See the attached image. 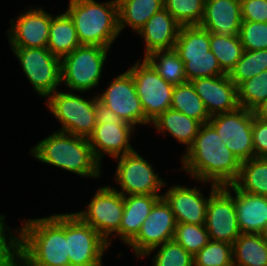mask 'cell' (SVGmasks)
<instances>
[{"label":"cell","mask_w":267,"mask_h":266,"mask_svg":"<svg viewBox=\"0 0 267 266\" xmlns=\"http://www.w3.org/2000/svg\"><path fill=\"white\" fill-rule=\"evenodd\" d=\"M151 124L159 133L169 132L174 139L185 144L187 150L193 145L201 126L199 121L171 108L167 109Z\"/></svg>","instance_id":"24"},{"label":"cell","mask_w":267,"mask_h":266,"mask_svg":"<svg viewBox=\"0 0 267 266\" xmlns=\"http://www.w3.org/2000/svg\"><path fill=\"white\" fill-rule=\"evenodd\" d=\"M240 107L254 110L267 99V70L237 86Z\"/></svg>","instance_id":"34"},{"label":"cell","mask_w":267,"mask_h":266,"mask_svg":"<svg viewBox=\"0 0 267 266\" xmlns=\"http://www.w3.org/2000/svg\"><path fill=\"white\" fill-rule=\"evenodd\" d=\"M0 266H19V260H0Z\"/></svg>","instance_id":"46"},{"label":"cell","mask_w":267,"mask_h":266,"mask_svg":"<svg viewBox=\"0 0 267 266\" xmlns=\"http://www.w3.org/2000/svg\"><path fill=\"white\" fill-rule=\"evenodd\" d=\"M174 50L180 57L211 56L210 32L199 25L181 26Z\"/></svg>","instance_id":"30"},{"label":"cell","mask_w":267,"mask_h":266,"mask_svg":"<svg viewBox=\"0 0 267 266\" xmlns=\"http://www.w3.org/2000/svg\"><path fill=\"white\" fill-rule=\"evenodd\" d=\"M233 185L239 191L267 197V158L253 157L242 161Z\"/></svg>","instance_id":"27"},{"label":"cell","mask_w":267,"mask_h":266,"mask_svg":"<svg viewBox=\"0 0 267 266\" xmlns=\"http://www.w3.org/2000/svg\"><path fill=\"white\" fill-rule=\"evenodd\" d=\"M145 59L166 82L174 86L187 82L184 63L174 49L153 52Z\"/></svg>","instance_id":"31"},{"label":"cell","mask_w":267,"mask_h":266,"mask_svg":"<svg viewBox=\"0 0 267 266\" xmlns=\"http://www.w3.org/2000/svg\"><path fill=\"white\" fill-rule=\"evenodd\" d=\"M194 266H233L232 244L210 240L194 256Z\"/></svg>","instance_id":"38"},{"label":"cell","mask_w":267,"mask_h":266,"mask_svg":"<svg viewBox=\"0 0 267 266\" xmlns=\"http://www.w3.org/2000/svg\"><path fill=\"white\" fill-rule=\"evenodd\" d=\"M176 220L169 204L161 197L143 222L137 236L128 244L136 257L174 238Z\"/></svg>","instance_id":"15"},{"label":"cell","mask_w":267,"mask_h":266,"mask_svg":"<svg viewBox=\"0 0 267 266\" xmlns=\"http://www.w3.org/2000/svg\"><path fill=\"white\" fill-rule=\"evenodd\" d=\"M120 119L113 111H111L105 104L98 100L95 96V120L96 121H109Z\"/></svg>","instance_id":"44"},{"label":"cell","mask_w":267,"mask_h":266,"mask_svg":"<svg viewBox=\"0 0 267 266\" xmlns=\"http://www.w3.org/2000/svg\"><path fill=\"white\" fill-rule=\"evenodd\" d=\"M19 228V266L69 265L66 213L26 219Z\"/></svg>","instance_id":"2"},{"label":"cell","mask_w":267,"mask_h":266,"mask_svg":"<svg viewBox=\"0 0 267 266\" xmlns=\"http://www.w3.org/2000/svg\"><path fill=\"white\" fill-rule=\"evenodd\" d=\"M181 161L182 169L191 178L219 187L233 184L241 165L209 122L201 124L193 145L185 150Z\"/></svg>","instance_id":"1"},{"label":"cell","mask_w":267,"mask_h":266,"mask_svg":"<svg viewBox=\"0 0 267 266\" xmlns=\"http://www.w3.org/2000/svg\"><path fill=\"white\" fill-rule=\"evenodd\" d=\"M211 116L238 109L237 86L228 74L215 77L196 78L191 81Z\"/></svg>","instance_id":"19"},{"label":"cell","mask_w":267,"mask_h":266,"mask_svg":"<svg viewBox=\"0 0 267 266\" xmlns=\"http://www.w3.org/2000/svg\"><path fill=\"white\" fill-rule=\"evenodd\" d=\"M242 21L267 22V0H240Z\"/></svg>","instance_id":"42"},{"label":"cell","mask_w":267,"mask_h":266,"mask_svg":"<svg viewBox=\"0 0 267 266\" xmlns=\"http://www.w3.org/2000/svg\"><path fill=\"white\" fill-rule=\"evenodd\" d=\"M81 46L75 24L69 14L52 16L47 49L60 59Z\"/></svg>","instance_id":"25"},{"label":"cell","mask_w":267,"mask_h":266,"mask_svg":"<svg viewBox=\"0 0 267 266\" xmlns=\"http://www.w3.org/2000/svg\"><path fill=\"white\" fill-rule=\"evenodd\" d=\"M205 226L211 241L233 244L241 235L231 185L218 187L211 193L206 208Z\"/></svg>","instance_id":"13"},{"label":"cell","mask_w":267,"mask_h":266,"mask_svg":"<svg viewBox=\"0 0 267 266\" xmlns=\"http://www.w3.org/2000/svg\"><path fill=\"white\" fill-rule=\"evenodd\" d=\"M128 71L133 77L145 117L152 123L171 108L174 85L166 82L145 58Z\"/></svg>","instance_id":"8"},{"label":"cell","mask_w":267,"mask_h":266,"mask_svg":"<svg viewBox=\"0 0 267 266\" xmlns=\"http://www.w3.org/2000/svg\"><path fill=\"white\" fill-rule=\"evenodd\" d=\"M219 186L212 184L209 197L205 198L200 188L173 185L162 194L174 213L176 223L202 225L206 221V208L213 193Z\"/></svg>","instance_id":"18"},{"label":"cell","mask_w":267,"mask_h":266,"mask_svg":"<svg viewBox=\"0 0 267 266\" xmlns=\"http://www.w3.org/2000/svg\"><path fill=\"white\" fill-rule=\"evenodd\" d=\"M241 234H259L267 223V197L239 191L231 184Z\"/></svg>","instance_id":"22"},{"label":"cell","mask_w":267,"mask_h":266,"mask_svg":"<svg viewBox=\"0 0 267 266\" xmlns=\"http://www.w3.org/2000/svg\"><path fill=\"white\" fill-rule=\"evenodd\" d=\"M162 195H126L124 212L119 228V238L128 245L138 234L140 228Z\"/></svg>","instance_id":"23"},{"label":"cell","mask_w":267,"mask_h":266,"mask_svg":"<svg viewBox=\"0 0 267 266\" xmlns=\"http://www.w3.org/2000/svg\"><path fill=\"white\" fill-rule=\"evenodd\" d=\"M205 0H164V8L181 26L199 25Z\"/></svg>","instance_id":"35"},{"label":"cell","mask_w":267,"mask_h":266,"mask_svg":"<svg viewBox=\"0 0 267 266\" xmlns=\"http://www.w3.org/2000/svg\"><path fill=\"white\" fill-rule=\"evenodd\" d=\"M253 117L252 110L239 107L232 112L211 116L208 121L240 162L255 157L252 139Z\"/></svg>","instance_id":"12"},{"label":"cell","mask_w":267,"mask_h":266,"mask_svg":"<svg viewBox=\"0 0 267 266\" xmlns=\"http://www.w3.org/2000/svg\"><path fill=\"white\" fill-rule=\"evenodd\" d=\"M184 63L187 82L196 78L215 77L226 74L220 67L216 56L180 57Z\"/></svg>","instance_id":"39"},{"label":"cell","mask_w":267,"mask_h":266,"mask_svg":"<svg viewBox=\"0 0 267 266\" xmlns=\"http://www.w3.org/2000/svg\"><path fill=\"white\" fill-rule=\"evenodd\" d=\"M66 240L71 265L103 266L108 242L75 213H66Z\"/></svg>","instance_id":"10"},{"label":"cell","mask_w":267,"mask_h":266,"mask_svg":"<svg viewBox=\"0 0 267 266\" xmlns=\"http://www.w3.org/2000/svg\"><path fill=\"white\" fill-rule=\"evenodd\" d=\"M117 4L120 32L126 26L138 32L155 13L164 8V0H117Z\"/></svg>","instance_id":"26"},{"label":"cell","mask_w":267,"mask_h":266,"mask_svg":"<svg viewBox=\"0 0 267 266\" xmlns=\"http://www.w3.org/2000/svg\"><path fill=\"white\" fill-rule=\"evenodd\" d=\"M156 249L158 252L152 257L154 266H194V256L174 240L149 250L143 257H148Z\"/></svg>","instance_id":"37"},{"label":"cell","mask_w":267,"mask_h":266,"mask_svg":"<svg viewBox=\"0 0 267 266\" xmlns=\"http://www.w3.org/2000/svg\"><path fill=\"white\" fill-rule=\"evenodd\" d=\"M109 48L81 45L61 58V83L72 91L87 92L98 86Z\"/></svg>","instance_id":"5"},{"label":"cell","mask_w":267,"mask_h":266,"mask_svg":"<svg viewBox=\"0 0 267 266\" xmlns=\"http://www.w3.org/2000/svg\"><path fill=\"white\" fill-rule=\"evenodd\" d=\"M4 220L5 215L0 214V260H19V229L16 230L17 235H13ZM5 229L8 230L7 233Z\"/></svg>","instance_id":"41"},{"label":"cell","mask_w":267,"mask_h":266,"mask_svg":"<svg viewBox=\"0 0 267 266\" xmlns=\"http://www.w3.org/2000/svg\"><path fill=\"white\" fill-rule=\"evenodd\" d=\"M241 22L240 0H205L202 28L224 36L239 35Z\"/></svg>","instance_id":"20"},{"label":"cell","mask_w":267,"mask_h":266,"mask_svg":"<svg viewBox=\"0 0 267 266\" xmlns=\"http://www.w3.org/2000/svg\"><path fill=\"white\" fill-rule=\"evenodd\" d=\"M135 127L121 119L96 121L93 133L88 137L93 154L101 164L104 154L112 158L123 156L135 149L130 144V138Z\"/></svg>","instance_id":"16"},{"label":"cell","mask_w":267,"mask_h":266,"mask_svg":"<svg viewBox=\"0 0 267 266\" xmlns=\"http://www.w3.org/2000/svg\"><path fill=\"white\" fill-rule=\"evenodd\" d=\"M35 159L81 177L98 178L101 164L95 158L88 138L56 131L30 150Z\"/></svg>","instance_id":"3"},{"label":"cell","mask_w":267,"mask_h":266,"mask_svg":"<svg viewBox=\"0 0 267 266\" xmlns=\"http://www.w3.org/2000/svg\"><path fill=\"white\" fill-rule=\"evenodd\" d=\"M181 25L165 9L155 13L137 32L145 42V57L175 47Z\"/></svg>","instance_id":"21"},{"label":"cell","mask_w":267,"mask_h":266,"mask_svg":"<svg viewBox=\"0 0 267 266\" xmlns=\"http://www.w3.org/2000/svg\"><path fill=\"white\" fill-rule=\"evenodd\" d=\"M171 109L181 112L201 124L207 123L211 118L191 82L174 86Z\"/></svg>","instance_id":"29"},{"label":"cell","mask_w":267,"mask_h":266,"mask_svg":"<svg viewBox=\"0 0 267 266\" xmlns=\"http://www.w3.org/2000/svg\"><path fill=\"white\" fill-rule=\"evenodd\" d=\"M123 212L124 196L111 186H102L98 188L86 209L75 214L96 230L110 247V235L118 236L119 239Z\"/></svg>","instance_id":"9"},{"label":"cell","mask_w":267,"mask_h":266,"mask_svg":"<svg viewBox=\"0 0 267 266\" xmlns=\"http://www.w3.org/2000/svg\"><path fill=\"white\" fill-rule=\"evenodd\" d=\"M267 70V49L244 50L242 57L228 74L230 80L238 86L245 80Z\"/></svg>","instance_id":"33"},{"label":"cell","mask_w":267,"mask_h":266,"mask_svg":"<svg viewBox=\"0 0 267 266\" xmlns=\"http://www.w3.org/2000/svg\"><path fill=\"white\" fill-rule=\"evenodd\" d=\"M210 50L226 74L235 67L244 51L239 35L224 36L212 32H210Z\"/></svg>","instance_id":"32"},{"label":"cell","mask_w":267,"mask_h":266,"mask_svg":"<svg viewBox=\"0 0 267 266\" xmlns=\"http://www.w3.org/2000/svg\"><path fill=\"white\" fill-rule=\"evenodd\" d=\"M173 240L195 256L209 241L205 224L177 223Z\"/></svg>","instance_id":"36"},{"label":"cell","mask_w":267,"mask_h":266,"mask_svg":"<svg viewBox=\"0 0 267 266\" xmlns=\"http://www.w3.org/2000/svg\"><path fill=\"white\" fill-rule=\"evenodd\" d=\"M118 162L115 180L122 190L113 187L123 196L128 195H160L158 191L167 183L155 173L152 163L144 159L137 151L129 152L115 158Z\"/></svg>","instance_id":"11"},{"label":"cell","mask_w":267,"mask_h":266,"mask_svg":"<svg viewBox=\"0 0 267 266\" xmlns=\"http://www.w3.org/2000/svg\"><path fill=\"white\" fill-rule=\"evenodd\" d=\"M259 235L261 236V238L263 239V241L265 243H267V223L264 225V227L262 228V230L259 233Z\"/></svg>","instance_id":"47"},{"label":"cell","mask_w":267,"mask_h":266,"mask_svg":"<svg viewBox=\"0 0 267 266\" xmlns=\"http://www.w3.org/2000/svg\"><path fill=\"white\" fill-rule=\"evenodd\" d=\"M253 150L255 157L267 158V121L253 117Z\"/></svg>","instance_id":"43"},{"label":"cell","mask_w":267,"mask_h":266,"mask_svg":"<svg viewBox=\"0 0 267 266\" xmlns=\"http://www.w3.org/2000/svg\"><path fill=\"white\" fill-rule=\"evenodd\" d=\"M44 9H29L21 13L16 21L10 20L6 31L11 47L47 48L51 18Z\"/></svg>","instance_id":"17"},{"label":"cell","mask_w":267,"mask_h":266,"mask_svg":"<svg viewBox=\"0 0 267 266\" xmlns=\"http://www.w3.org/2000/svg\"><path fill=\"white\" fill-rule=\"evenodd\" d=\"M239 37L244 50L267 49V22L242 21Z\"/></svg>","instance_id":"40"},{"label":"cell","mask_w":267,"mask_h":266,"mask_svg":"<svg viewBox=\"0 0 267 266\" xmlns=\"http://www.w3.org/2000/svg\"><path fill=\"white\" fill-rule=\"evenodd\" d=\"M46 99L47 107L62 124L58 131L88 138L96 126L95 96L84 99L73 92L56 90Z\"/></svg>","instance_id":"6"},{"label":"cell","mask_w":267,"mask_h":266,"mask_svg":"<svg viewBox=\"0 0 267 266\" xmlns=\"http://www.w3.org/2000/svg\"><path fill=\"white\" fill-rule=\"evenodd\" d=\"M233 266H267V243L259 234H241L232 244Z\"/></svg>","instance_id":"28"},{"label":"cell","mask_w":267,"mask_h":266,"mask_svg":"<svg viewBox=\"0 0 267 266\" xmlns=\"http://www.w3.org/2000/svg\"><path fill=\"white\" fill-rule=\"evenodd\" d=\"M97 96L98 100L121 120L134 127L138 124L146 126L150 124L145 117L133 77L128 70L113 78L106 91Z\"/></svg>","instance_id":"14"},{"label":"cell","mask_w":267,"mask_h":266,"mask_svg":"<svg viewBox=\"0 0 267 266\" xmlns=\"http://www.w3.org/2000/svg\"><path fill=\"white\" fill-rule=\"evenodd\" d=\"M34 91L41 97L61 85V59L47 48L11 47Z\"/></svg>","instance_id":"7"},{"label":"cell","mask_w":267,"mask_h":266,"mask_svg":"<svg viewBox=\"0 0 267 266\" xmlns=\"http://www.w3.org/2000/svg\"><path fill=\"white\" fill-rule=\"evenodd\" d=\"M66 12L72 18L81 45L111 47L119 36L117 0H70Z\"/></svg>","instance_id":"4"},{"label":"cell","mask_w":267,"mask_h":266,"mask_svg":"<svg viewBox=\"0 0 267 266\" xmlns=\"http://www.w3.org/2000/svg\"><path fill=\"white\" fill-rule=\"evenodd\" d=\"M254 115L264 121H267V99L259 104L254 110Z\"/></svg>","instance_id":"45"}]
</instances>
